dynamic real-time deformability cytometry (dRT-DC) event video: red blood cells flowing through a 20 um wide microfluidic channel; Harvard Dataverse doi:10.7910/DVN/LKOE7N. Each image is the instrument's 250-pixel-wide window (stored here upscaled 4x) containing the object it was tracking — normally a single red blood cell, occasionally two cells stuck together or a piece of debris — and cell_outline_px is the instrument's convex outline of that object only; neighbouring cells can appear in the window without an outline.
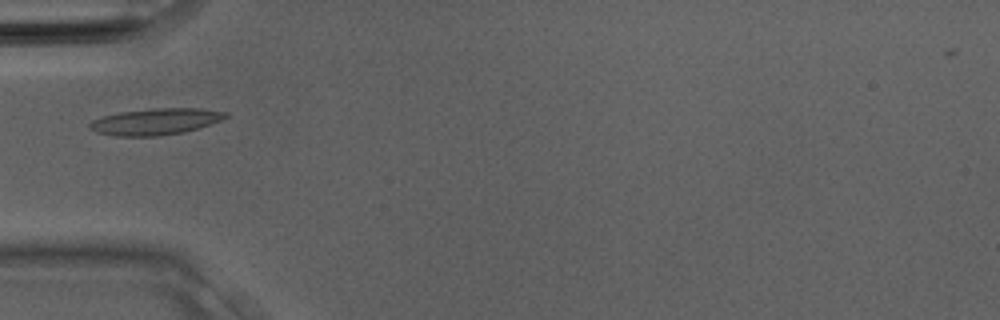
{"species": "Egyptian fruit bat (a non-hibernating species)", "species_latin": "Rousettus aegyptiacus", "temperature_condition": "room temperature", "stored_images_in_passage": 3, "camera_frame_rate_fps": 3000, "um_per_image_px": 0.085, "animal": {"sex": "male"}, "frame": {"image": 1, "passage_image": 3, "time_ms": 0.667, "image_size_px": [1000, 320], "cell_outline_px": [[228, 116], [220, 120], [184, 132], [156, 136], [116, 136], [96, 132], [88, 128], [88, 124], [92, 120], [100, 116], [120, 112], [156, 108], [200, 108], [228, 112]], "centroid_in_image_um": [13.16, 10.33], "position_along_channel_um": 71.8, "area_um2": 20.87}}